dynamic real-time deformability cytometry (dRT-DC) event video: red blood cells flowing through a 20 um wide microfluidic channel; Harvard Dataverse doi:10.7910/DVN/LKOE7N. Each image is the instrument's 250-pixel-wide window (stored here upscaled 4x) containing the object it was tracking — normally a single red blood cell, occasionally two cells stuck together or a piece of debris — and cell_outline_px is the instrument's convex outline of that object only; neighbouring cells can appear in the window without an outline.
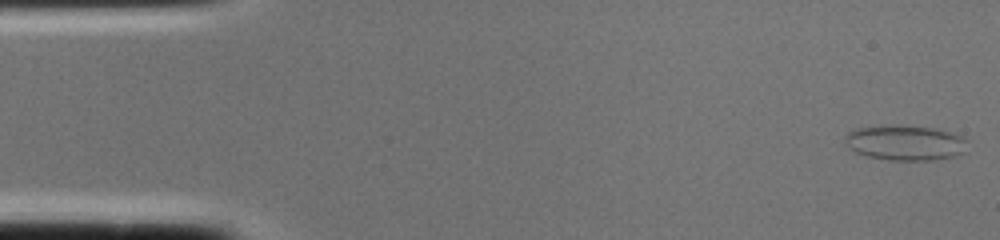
{"species": "common noctule bat (a hibernating species)", "species_latin": "Nyctalus noctula", "temperature_condition": "cold", "stored_images_in_passage": 2, "camera_frame_rate_fps": 3000, "um_per_image_px": 0.085, "animal": {"sex": "female", "body_mass_g": 22.0, "forearm_length_mm": 56.7}, "frame": {"image": 1, "passage_image": 1, "time_ms": 0.0, "image_size_px": [1000, 240], "cell_outline_px": [[968, 152], [956, 156], [936, 160], [888, 160], [864, 156], [848, 148], [844, 144], [844, 136], [848, 132], [856, 128], [896, 124], [900, 124], [936, 128], [964, 136], [968, 140]], "centroid_in_image_um": [76.98, 12.13], "position_along_channel_um": 8.0, "area_um2": 26.01}}
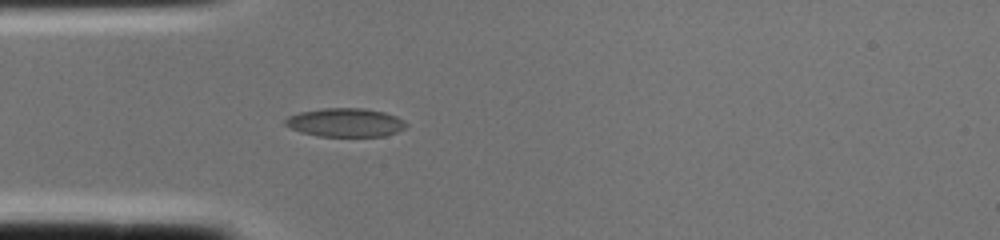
{"frame": {"image": 2, "passage_image": 2, "time_ms": 0.333, "image_size_px": [1000, 240], "cell_outline_px": [[408, 124], [404, 128], [396, 132], [384, 136], [316, 136], [300, 132], [284, 124], [284, 120], [288, 116], [300, 112], [324, 108], [364, 108], [384, 112], [396, 116], [404, 120]], "centroid_in_image_um": [29.35, 10.41], "position_along_channel_um": 55.6, "area_um2": 20.17}}